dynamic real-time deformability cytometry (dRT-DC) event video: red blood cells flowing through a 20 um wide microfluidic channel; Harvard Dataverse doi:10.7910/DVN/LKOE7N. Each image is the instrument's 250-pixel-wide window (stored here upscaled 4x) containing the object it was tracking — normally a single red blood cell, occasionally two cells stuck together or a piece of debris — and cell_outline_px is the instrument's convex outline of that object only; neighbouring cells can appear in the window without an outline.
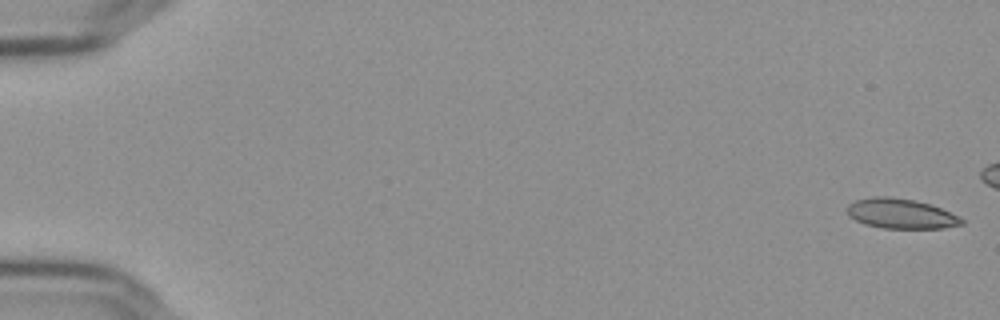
{"species": "Egyptian fruit bat (a non-hibernating species)", "species_latin": "Rousettus aegyptiacus", "temperature_condition": "cold", "stored_images_in_passage": 50, "camera_frame_rate_fps": 3000, "um_per_image_px": 0.085, "frame": {"image": 1, "passage_image": 1, "time_ms": 0.0, "image_size_px": [1000, 320], "cell_outline_px": [[964, 224], [944, 228], [884, 228], [864, 224], [848, 216], [848, 204], [856, 200], [872, 196], [888, 196], [912, 200], [928, 204], [940, 208], [960, 216], [964, 220]], "centroid_in_image_um": [76.58, 18.16], "position_along_channel_um": 8.4, "area_um2": 19.88}}
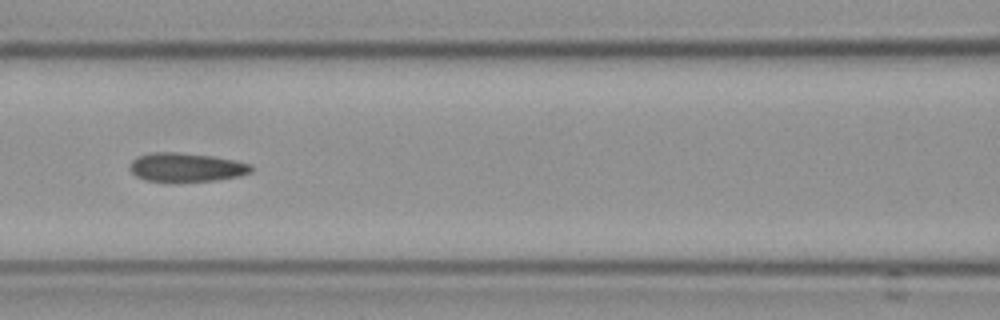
{"frame": {"image": 2, "passage_image": 26, "time_ms": 8.333, "image_size_px": [1000, 320], "cell_outline_px": [[252, 172], [240, 176], [216, 180], [144, 180], [136, 176], [128, 168], [128, 164], [136, 156], [152, 152], [180, 152], [212, 156], [252, 164]], "centroid_in_image_um": [15.8, 14.19], "position_along_channel_um": 150.8, "area_um2": 20.17}}
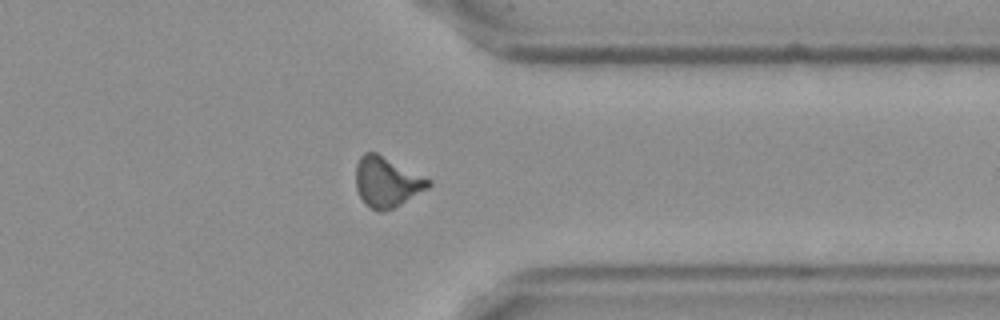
{"frame": {"image": 3, "passage_image": 45, "time_ms": 14.667, "image_size_px": [1000, 320], "cell_outline_px": [[432, 184], [428, 188], [400, 204], [384, 212], [380, 212], [364, 204], [356, 188], [356, 164], [360, 156], [364, 152], [376, 152], [432, 180]], "centroid_in_image_um": [32.87, 15.46], "position_along_channel_um": 378.5, "area_um2": 21.15}}